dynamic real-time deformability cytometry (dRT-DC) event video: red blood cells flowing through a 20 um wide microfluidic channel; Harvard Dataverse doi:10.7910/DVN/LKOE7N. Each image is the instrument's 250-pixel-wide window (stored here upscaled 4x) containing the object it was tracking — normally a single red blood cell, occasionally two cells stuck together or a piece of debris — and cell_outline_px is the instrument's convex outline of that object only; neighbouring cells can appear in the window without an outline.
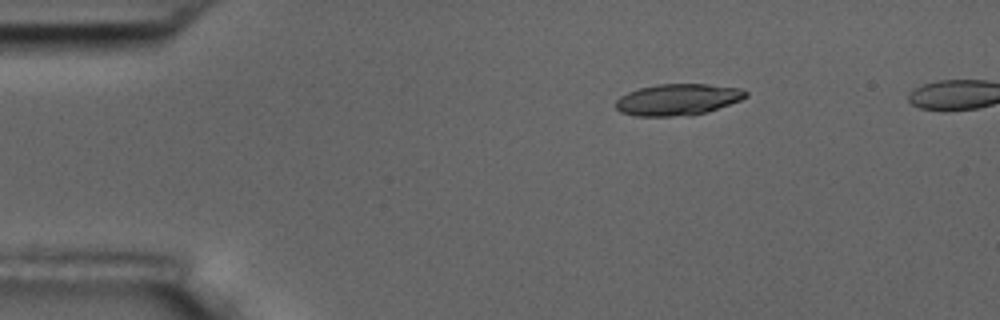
{"species": "common noctule bat (a hibernating species)", "species_latin": "Nyctalus noctula", "temperature_condition": "room temperature", "stored_images_in_passage": 4, "camera_frame_rate_fps": 3000, "um_per_image_px": 0.085, "animal": {"sex": "male", "body_mass_g": 17.5, "forearm_length_mm": 52.3}, "frame": {"image": 1, "passage_image": 1, "time_ms": 0.0, "image_size_px": [1000, 320], "cell_outline_px": [[748, 96], [740, 100], [708, 112], [692, 116], [636, 116], [620, 112], [616, 108], [616, 100], [620, 96], [628, 92], [640, 88], [656, 84], [708, 84], [740, 88], [748, 92]], "centroid_in_image_um": [57.62, 8.47], "position_along_channel_um": 27.4, "area_um2": 23.99}}